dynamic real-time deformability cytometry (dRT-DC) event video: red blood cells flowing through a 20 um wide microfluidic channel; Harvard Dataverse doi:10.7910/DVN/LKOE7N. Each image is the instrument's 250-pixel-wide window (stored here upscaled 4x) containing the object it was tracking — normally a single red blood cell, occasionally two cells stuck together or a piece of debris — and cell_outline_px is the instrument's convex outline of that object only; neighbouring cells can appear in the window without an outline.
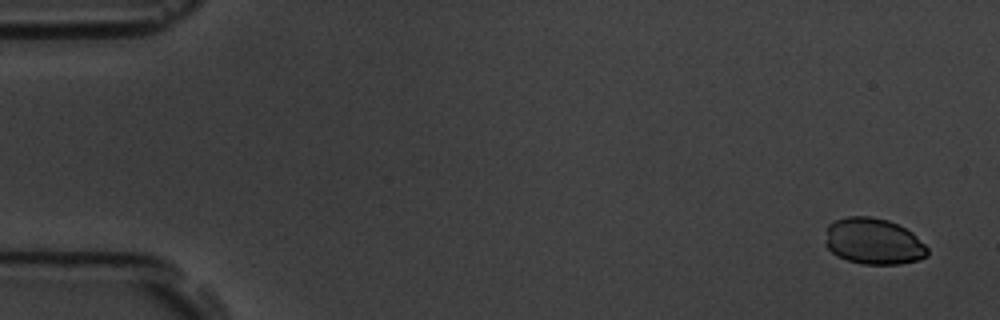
{"species": "common noctule bat (a hibernating species)", "species_latin": "Nyctalus noctula", "temperature_condition": "room temperature", "stored_images_in_passage": 9, "camera_frame_rate_fps": 3000, "um_per_image_px": 0.085, "animal": {"sex": "male", "body_mass_g": 19.5, "forearm_length_mm": 54.6}, "frame": {"image": 1, "passage_image": 1, "time_ms": 0.0, "image_size_px": [1000, 320], "cell_outline_px": [[928, 256], [920, 260], [900, 264], [860, 264], [836, 256], [824, 244], [828, 224], [836, 220], [848, 216], [872, 216], [888, 220], [912, 232], [928, 248]], "centroid_in_image_um": [74.24, 20.52], "position_along_channel_um": 10.8, "area_um2": 27.74}}